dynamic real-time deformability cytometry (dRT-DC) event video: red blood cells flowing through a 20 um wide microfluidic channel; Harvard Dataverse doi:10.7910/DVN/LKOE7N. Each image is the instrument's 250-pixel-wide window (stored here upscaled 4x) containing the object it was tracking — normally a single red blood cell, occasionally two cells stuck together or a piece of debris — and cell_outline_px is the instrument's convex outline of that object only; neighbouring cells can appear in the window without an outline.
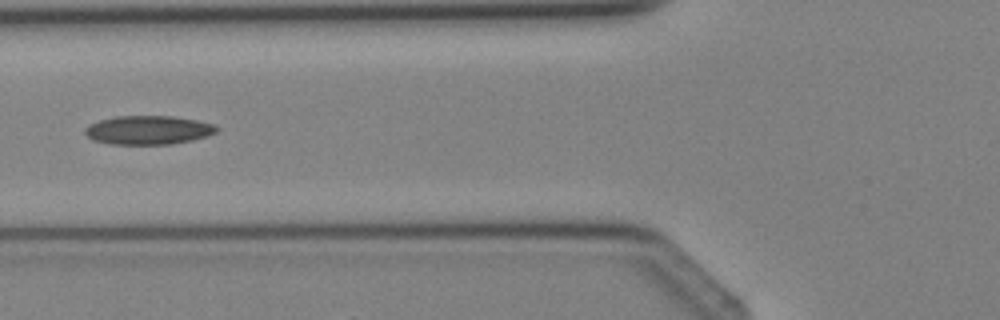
{"species": "Egyptian fruit bat (a non-hibernating species)", "species_latin": "Rousettus aegyptiacus", "temperature_condition": "cold", "stored_images_in_passage": 4, "camera_frame_rate_fps": 3000, "um_per_image_px": 0.085, "animal": {"sex": "female"}, "frame": {"image": 1, "passage_image": 4, "time_ms": 3.333, "image_size_px": [1000, 320], "cell_outline_px": [[220, 128], [216, 132], [208, 136], [192, 140], [172, 144], [112, 144], [92, 140], [84, 132], [84, 128], [100, 120], [112, 116], [172, 116], [196, 120], [216, 124]], "centroid_in_image_um": [12.64, 11.05], "position_along_channel_um": 113.2, "area_um2": 22.2}}